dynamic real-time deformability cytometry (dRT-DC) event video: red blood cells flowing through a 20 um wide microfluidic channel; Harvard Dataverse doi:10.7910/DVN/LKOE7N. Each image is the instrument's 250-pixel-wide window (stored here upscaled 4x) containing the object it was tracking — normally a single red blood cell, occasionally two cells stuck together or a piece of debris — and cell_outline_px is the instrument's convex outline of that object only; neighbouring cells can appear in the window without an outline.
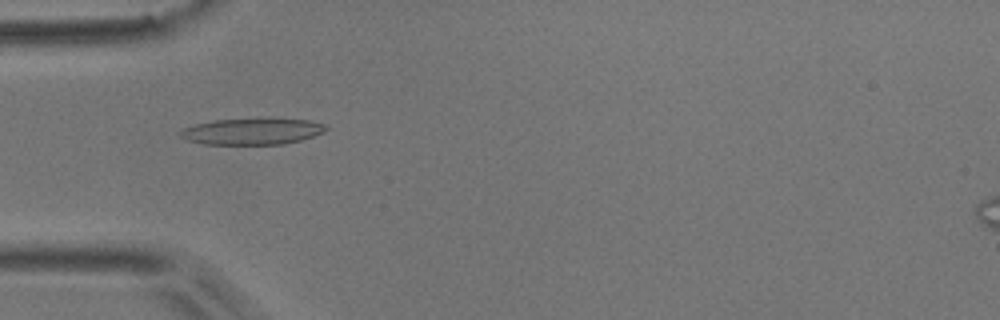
{"species": "common noctule bat (a hibernating species)", "species_latin": "Nyctalus noctula", "temperature_condition": "room temperature", "stored_images_in_passage": 53, "camera_frame_rate_fps": 3000, "um_per_image_px": 0.085, "animal": {"sex": "male", "body_mass_g": 17.9}, "frame": {"image": 1, "passage_image": 16, "time_ms": 5.0, "image_size_px": [1000, 320], "cell_outline_px": [[328, 128], [324, 132], [300, 140], [284, 144], [204, 144], [188, 140], [180, 136], [180, 132], [184, 128], [196, 124], [212, 120], [312, 120], [324, 124]], "centroid_in_image_um": [21.43, 11.19], "position_along_channel_um": 63.6, "area_um2": 21.68}}
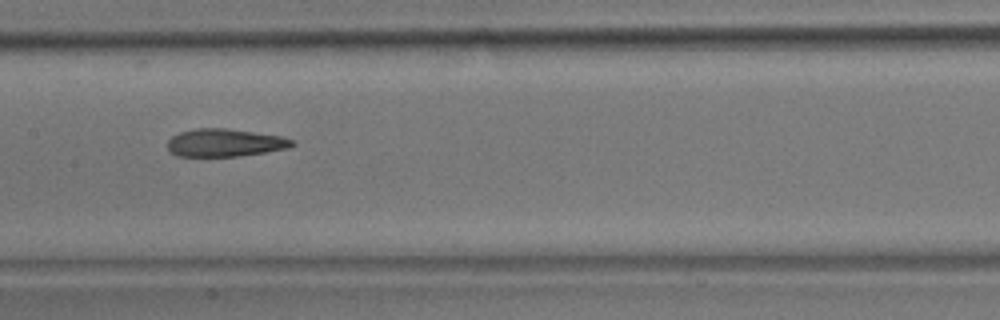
{"frame": {"image": 2, "passage_image": 26, "time_ms": 8.333, "image_size_px": [1000, 320], "cell_outline_px": [[296, 144], [288, 148], [264, 152], [236, 156], [176, 156], [168, 148], [168, 140], [172, 136], [180, 132], [196, 128], [228, 128], [280, 136], [296, 140]], "centroid_in_image_um": [19.13, 12.12], "position_along_channel_um": 188.3, "area_um2": 20.11}}
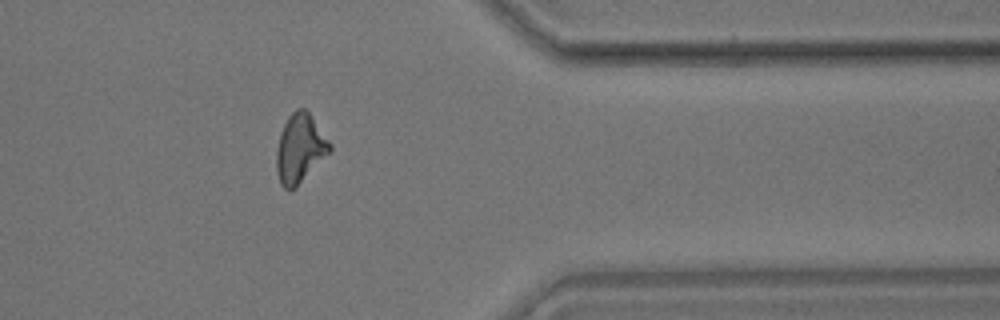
{"frame": {"image": 3, "passage_image": 43, "time_ms": 14.0, "image_size_px": [1000, 320], "cell_outline_px": [[332, 152], [296, 188], [288, 192], [280, 184], [276, 168], [276, 152], [280, 132], [288, 116], [296, 108], [304, 108], [308, 112], [332, 144]], "centroid_in_image_um": [25.51, 12.66], "position_along_channel_um": 385.9, "area_um2": 21.79}, "authors_computed_cell_mechanics": {"area_um2": 21.097, "velocity_mm_per_s": 3.7594, "shape_relaxation_time_tau1_ms": 10.6811, "shape_relaxation_time_tau2_ms": 3.4173, "deformation_change_tau1": 0.2597, "deformation_change_tau2": 0.1332}}